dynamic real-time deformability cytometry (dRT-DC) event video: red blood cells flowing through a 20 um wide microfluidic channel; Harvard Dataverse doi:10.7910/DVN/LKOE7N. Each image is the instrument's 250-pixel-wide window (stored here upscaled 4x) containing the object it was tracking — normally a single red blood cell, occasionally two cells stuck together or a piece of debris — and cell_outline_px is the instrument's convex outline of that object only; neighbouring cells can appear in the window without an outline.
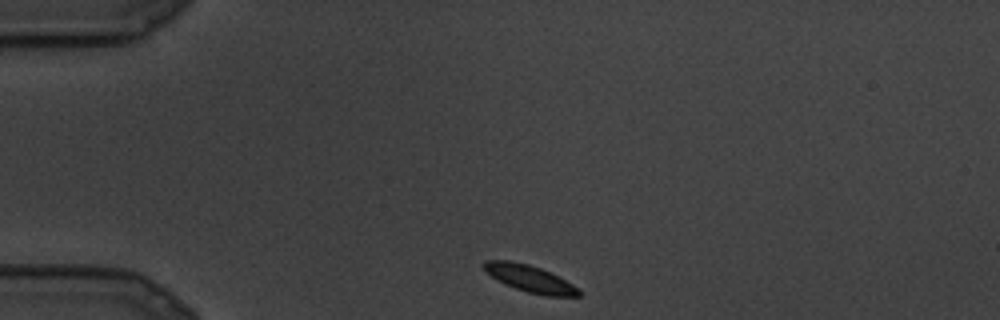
{"species": "common noctule bat (a hibernating species)", "species_latin": "Nyctalus noctula", "temperature_condition": "cold", "stored_images_in_passage": 22, "camera_frame_rate_fps": 3000, "um_per_image_px": 0.085, "animal": {"sex": "male", "body_mass_g": 19.5, "forearm_length_mm": 54.6}, "frame": {"image": 1, "passage_image": 1, "time_ms": 0.0, "image_size_px": [1000, 320], "cell_outline_px": [[580, 296], [544, 296], [528, 292], [516, 288], [492, 276], [484, 268], [484, 260], [508, 260], [528, 264], [540, 268], [580, 288]], "centroid_in_image_um": [45.08, 23.68], "position_along_channel_um": 39.9, "area_um2": 14.39}}
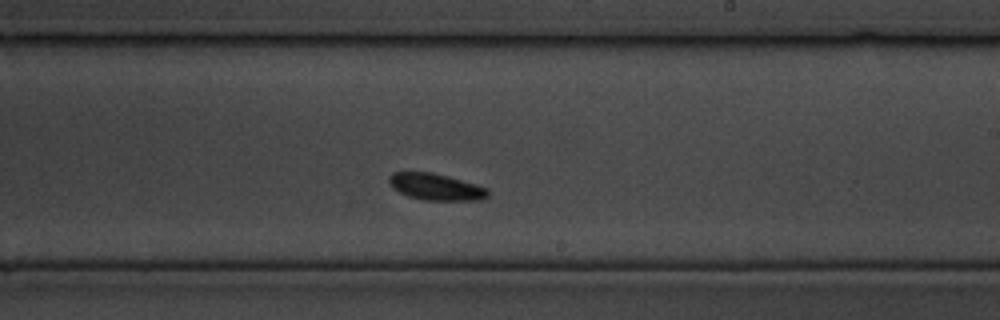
{"frame": {"image": 2, "passage_image": 11, "time_ms": 3.333, "image_size_px": [1000, 320], "cell_outline_px": [[488, 196], [480, 200], [424, 200], [408, 196], [392, 188], [388, 180], [388, 176], [392, 172], [432, 172], [448, 176], [476, 184], [488, 188]], "centroid_in_image_um": [37.03, 15.87], "position_along_channel_um": 252.0, "area_um2": 15.37}}
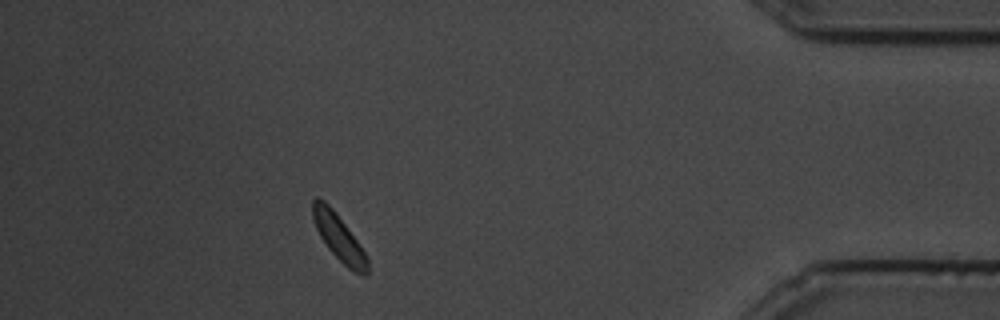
{"frame": {"image": 3, "passage_image": 19, "time_ms": 6.0, "image_size_px": [1000, 320], "cell_outline_px": [[368, 272], [364, 276], [352, 272], [328, 248], [320, 236], [316, 228], [312, 216], [312, 200], [316, 196], [324, 200], [336, 212], [368, 256]], "centroid_in_image_um": [28.8, 20.18], "position_along_channel_um": 406.4, "area_um2": 14.74}}